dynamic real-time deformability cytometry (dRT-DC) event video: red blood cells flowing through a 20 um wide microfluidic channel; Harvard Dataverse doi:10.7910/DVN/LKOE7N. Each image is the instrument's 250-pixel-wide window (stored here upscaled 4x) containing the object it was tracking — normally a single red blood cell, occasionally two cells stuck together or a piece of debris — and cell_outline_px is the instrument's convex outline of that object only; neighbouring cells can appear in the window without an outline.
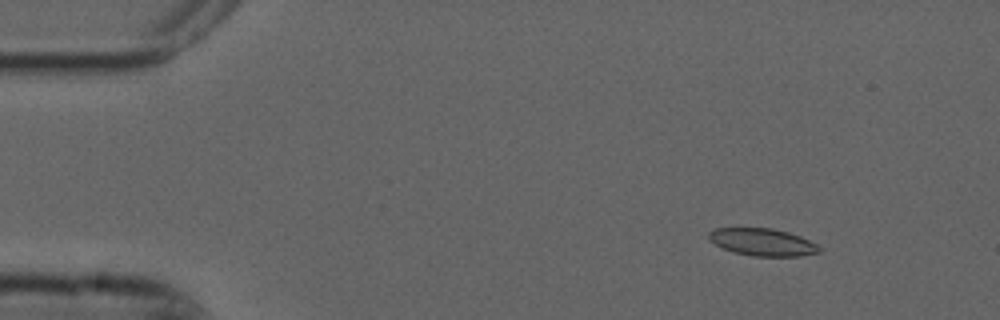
{"species": "common noctule bat (a hibernating species)", "species_latin": "Nyctalus noctula", "temperature_condition": "cold", "stored_images_in_passage": 3, "camera_frame_rate_fps": 3000, "um_per_image_px": 0.085, "animal": {"sex": "male", "forearm_length_mm": 52.5}, "frame": {"image": 1, "passage_image": 1, "time_ms": 0.0, "image_size_px": [1000, 320], "cell_outline_px": [[820, 252], [800, 256], [752, 256], [732, 252], [708, 240], [708, 232], [716, 228], [772, 228], [788, 232], [800, 236], [816, 244], [820, 248]], "centroid_in_image_um": [64.79, 20.58], "position_along_channel_um": 20.2, "area_um2": 17.57}}
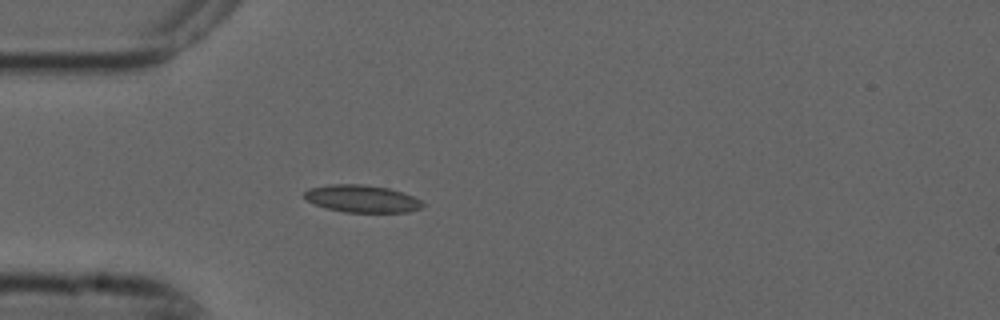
{"frame": {"image": 2, "passage_image": 3, "time_ms": 0.667, "image_size_px": [1000, 320], "cell_outline_px": [[424, 204], [420, 208], [408, 212], [344, 212], [328, 208], [316, 204], [308, 200], [304, 196], [304, 192], [308, 188], [328, 184], [360, 184], [388, 188], [412, 196], [420, 200]], "centroid_in_image_um": [30.74, 16.88], "position_along_channel_um": 54.3, "area_um2": 18.61}}